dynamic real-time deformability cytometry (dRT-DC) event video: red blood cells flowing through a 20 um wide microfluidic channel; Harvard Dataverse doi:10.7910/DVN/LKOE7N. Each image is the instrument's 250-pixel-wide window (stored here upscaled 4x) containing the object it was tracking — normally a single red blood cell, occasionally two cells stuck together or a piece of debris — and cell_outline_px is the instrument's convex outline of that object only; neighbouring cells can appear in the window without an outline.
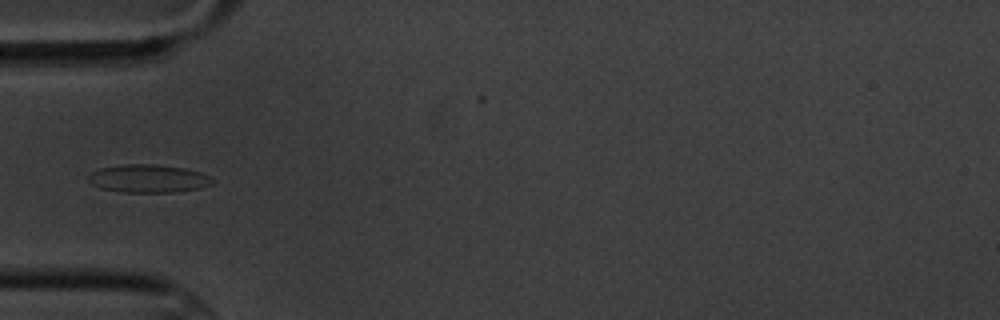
{"species": "common noctule bat (a hibernating species)", "species_latin": "Nyctalus noctula", "temperature_condition": "cold", "stored_images_in_passage": 5, "camera_frame_rate_fps": 3000, "um_per_image_px": 0.085, "animal": {"sex": "male", "body_mass_g": 20.1, "forearm_length_mm": 53.5}, "frame": {"image": 1, "passage_image": 1, "time_ms": 0.0, "image_size_px": [1000, 320], "cell_outline_px": [[216, 180], [212, 184], [200, 188], [176, 192], [120, 192], [100, 188], [92, 184], [88, 180], [88, 176], [92, 172], [100, 168], [124, 164], [156, 164], [184, 168], [200, 172]], "centroid_in_image_um": [12.61, 15.18], "position_along_channel_um": 72.4, "area_um2": 20.35}}
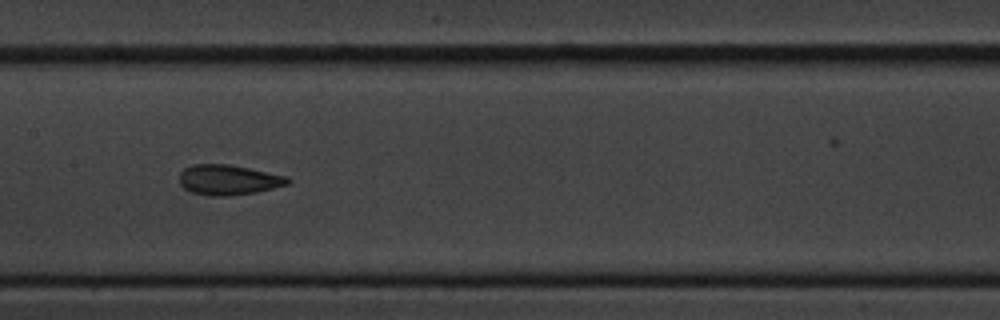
{"frame": {"image": 2, "passage_image": 4, "time_ms": 3.333, "image_size_px": [1000, 320], "cell_outline_px": [[292, 180], [288, 184], [256, 192], [228, 196], [212, 196], [192, 192], [184, 188], [180, 184], [180, 172], [184, 168], [192, 164], [228, 164], [288, 176]], "centroid_in_image_um": [19.41, 15.28], "position_along_channel_um": 188.0, "area_um2": 19.02}}
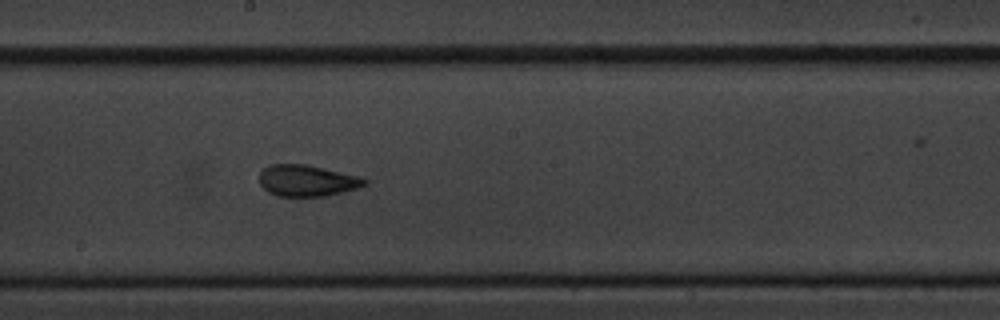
{"frame": {"image": 3, "passage_image": 5, "time_ms": 4.333, "image_size_px": [1000, 320], "cell_outline_px": [[368, 184], [356, 188], [324, 196], [280, 196], [268, 192], [260, 184], [260, 172], [264, 168], [272, 164], [304, 164], [356, 176], [368, 180]], "centroid_in_image_um": [26.06, 15.35], "position_along_channel_um": 222.1, "area_um2": 18.79}}